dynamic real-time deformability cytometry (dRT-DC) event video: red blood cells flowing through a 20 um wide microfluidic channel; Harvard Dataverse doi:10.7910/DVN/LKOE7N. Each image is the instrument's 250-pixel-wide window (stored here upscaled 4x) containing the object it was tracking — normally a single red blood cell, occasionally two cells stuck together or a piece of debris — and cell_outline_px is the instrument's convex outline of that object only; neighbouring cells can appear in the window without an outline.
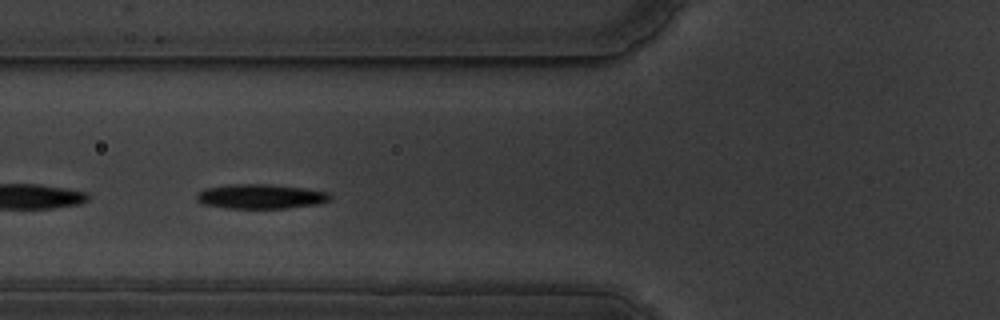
{"species": "common noctule bat (a hibernating species)", "species_latin": "Nyctalus noctula", "temperature_condition": "warm", "stored_images_in_passage": 33, "camera_frame_rate_fps": 3000, "um_per_image_px": 0.085, "animal": {"sex": "male", "body_mass_g": 19.5, "forearm_length_mm": 54.6}, "frame": {"image": 1, "passage_image": 10, "time_ms": 3.0, "image_size_px": [1000, 320], "cell_outline_px": [[332, 196], [328, 200], [316, 204], [288, 208], [228, 208], [204, 204], [196, 200], [196, 196], [204, 188], [232, 184], [268, 184], [304, 188], [328, 192]], "centroid_in_image_um": [22.15, 16.69], "position_along_channel_um": 103.7, "area_um2": 18.96}}
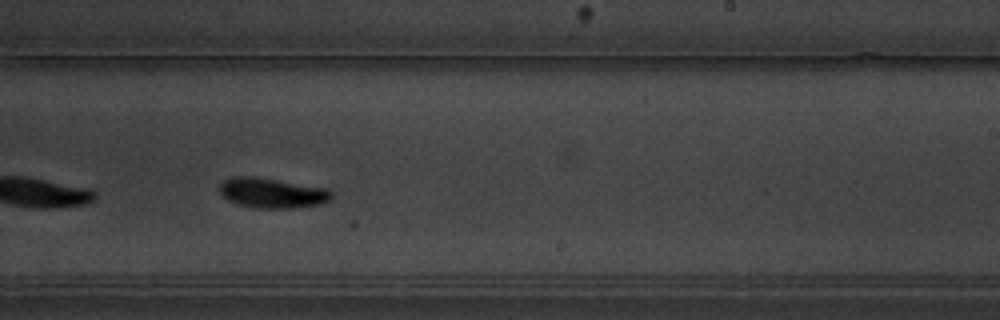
{"frame": {"image": 2, "passage_image": 24, "time_ms": 7.667, "image_size_px": [1000, 320], "cell_outline_px": [[332, 196], [328, 200], [316, 204], [292, 208], [256, 208], [236, 204], [228, 200], [220, 192], [220, 184], [224, 180], [232, 176], [248, 176], [276, 180], [328, 188], [332, 192]], "centroid_in_image_um": [23.09, 16.4], "position_along_channel_um": 265.9, "area_um2": 19.31}, "authors_computed_cell_mechanics": {"area_um2": 19.3052, "velocity_mm_per_s": 3.4843, "shape_relaxation_time_tau1_ms": 2.7968, "shape_relaxation_time_tau2_ms": 4.9104, "deformation_change_tau1": 0.1687, "deformation_change_tau2": 0.0887}}